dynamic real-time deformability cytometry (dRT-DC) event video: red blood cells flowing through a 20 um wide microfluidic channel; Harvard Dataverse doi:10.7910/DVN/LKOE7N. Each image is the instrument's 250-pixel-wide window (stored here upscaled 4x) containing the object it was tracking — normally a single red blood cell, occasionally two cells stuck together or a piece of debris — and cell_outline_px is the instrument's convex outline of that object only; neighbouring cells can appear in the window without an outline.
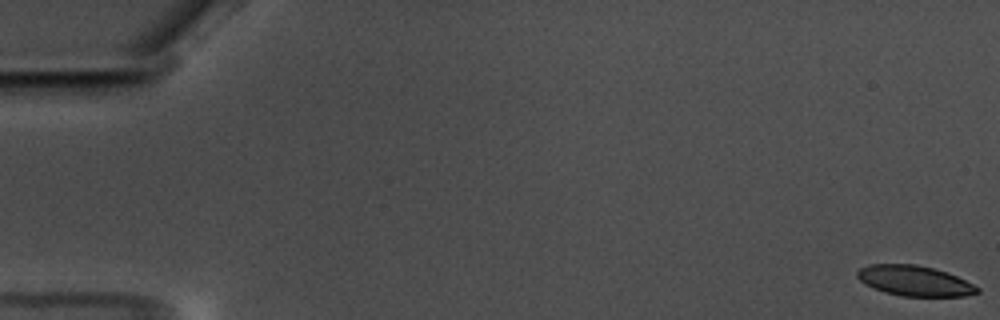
{"species": "common noctule bat (a hibernating species)", "species_latin": "Nyctalus noctula", "temperature_condition": "warm", "stored_images_in_passage": 15, "camera_frame_rate_fps": 3000, "um_per_image_px": 0.085, "animal": {"sex": "male", "body_mass_g": 17.5, "forearm_length_mm": 52.3}, "frame": {"image": 1, "passage_image": 1, "time_ms": 0.0, "image_size_px": [1000, 320], "cell_outline_px": [[980, 292], [964, 296], [904, 296], [884, 292], [872, 288], [860, 280], [856, 276], [856, 272], [860, 268], [868, 264], [916, 264], [948, 272], [980, 288]], "centroid_in_image_um": [77.71, 23.86], "position_along_channel_um": 7.3, "area_um2": 21.15}}